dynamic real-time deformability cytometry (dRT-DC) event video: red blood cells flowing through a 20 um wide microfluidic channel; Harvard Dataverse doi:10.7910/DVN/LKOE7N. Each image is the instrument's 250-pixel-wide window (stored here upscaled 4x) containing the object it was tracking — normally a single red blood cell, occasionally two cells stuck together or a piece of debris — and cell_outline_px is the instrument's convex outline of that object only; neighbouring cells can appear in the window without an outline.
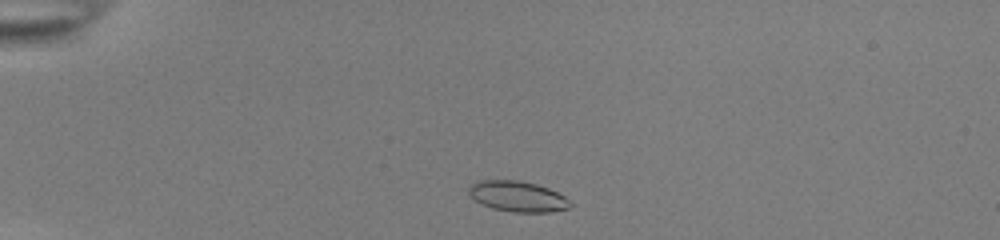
{"species": "common noctule bat (a hibernating species)", "species_latin": "Nyctalus noctula", "temperature_condition": "room temperature", "stored_images_in_passage": 41, "camera_frame_rate_fps": 3000, "um_per_image_px": 0.085, "animal": {"sex": "female", "body_mass_g": 22.0, "forearm_length_mm": 56.7}, "frame": {"image": 1, "passage_image": 2, "time_ms": 0.333, "image_size_px": [1000, 240], "cell_outline_px": [[572, 204], [568, 208], [548, 212], [516, 212], [492, 208], [480, 204], [468, 192], [468, 188], [472, 184], [484, 180], [516, 180], [536, 184], [548, 188], [564, 196]], "centroid_in_image_um": [43.99, 16.7], "position_along_channel_um": 41.0, "area_um2": 17.8}}
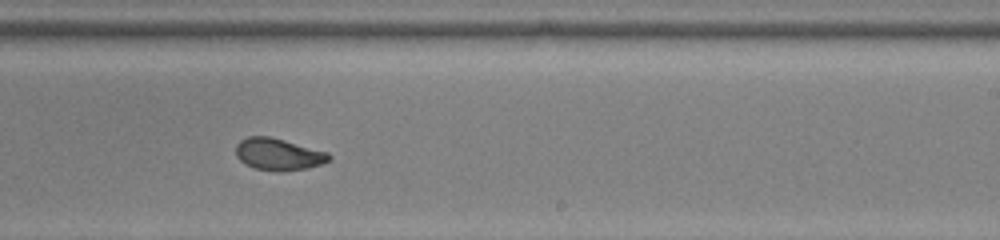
{"frame": {"image": 2, "passage_image": 23, "time_ms": 7.333, "image_size_px": [1000, 240], "cell_outline_px": [[332, 156], [328, 160], [320, 164], [308, 168], [280, 172], [276, 172], [252, 168], [244, 164], [236, 156], [236, 144], [240, 140], [248, 136], [268, 136], [284, 140], [328, 152]], "centroid_in_image_um": [23.62, 13.12], "position_along_channel_um": 265.4, "area_um2": 17.46}}
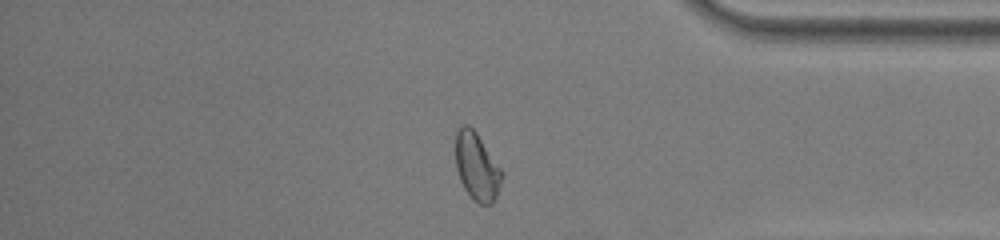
{"frame": {"image": 3, "passage_image": 34, "time_ms": 11.0, "image_size_px": [1000, 240], "cell_outline_px": [[504, 176], [496, 196], [492, 204], [480, 204], [472, 200], [464, 188], [460, 180], [456, 168], [456, 132], [464, 124], [468, 124], [476, 132], [504, 172]], "centroid_in_image_um": [40.55, 14.18], "position_along_channel_um": 394.7, "area_um2": 18.32}, "authors_computed_cell_mechanics": {"area_um2": 17.918, "velocity_mm_per_s": 3.8925, "shape_relaxation_time_tau1_ms": 4.9287, "shape_relaxation_time_tau2_ms": 1.1315, "deformation_change_tau1": 0.1382, "deformation_change_tau2": 0.0576}}